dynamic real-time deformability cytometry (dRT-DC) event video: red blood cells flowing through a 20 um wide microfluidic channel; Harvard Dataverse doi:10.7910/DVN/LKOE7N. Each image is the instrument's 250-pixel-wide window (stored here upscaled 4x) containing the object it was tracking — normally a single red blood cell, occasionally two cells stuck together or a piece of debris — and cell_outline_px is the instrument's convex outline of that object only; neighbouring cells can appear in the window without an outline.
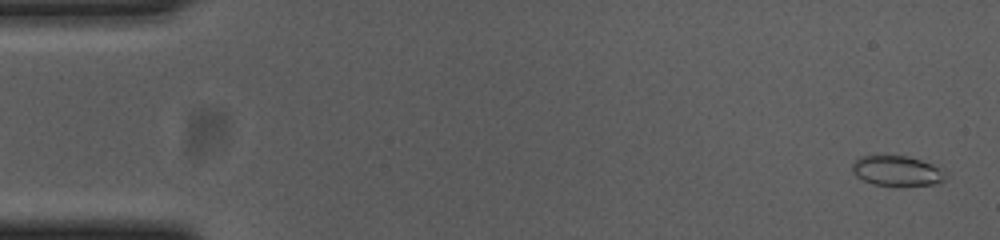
{"species": "common noctule bat (a hibernating species)", "species_latin": "Nyctalus noctula", "temperature_condition": "cold", "stored_images_in_passage": 55, "camera_frame_rate_fps": 3000, "um_per_image_px": 0.085, "animal": {"sex": "female", "body_mass_g": 23.0, "forearm_length_mm": 53.4}, "frame": {"image": 1, "passage_image": 2, "time_ms": 0.333, "image_size_px": [1000, 240], "cell_outline_px": [[948, 176], [944, 180], [932, 184], [876, 184], [864, 180], [856, 176], [852, 172], [852, 164], [860, 156], [908, 156], [932, 164], [948, 172]], "centroid_in_image_um": [76.26, 14.5], "position_along_channel_um": 8.7, "area_um2": 15.95}}
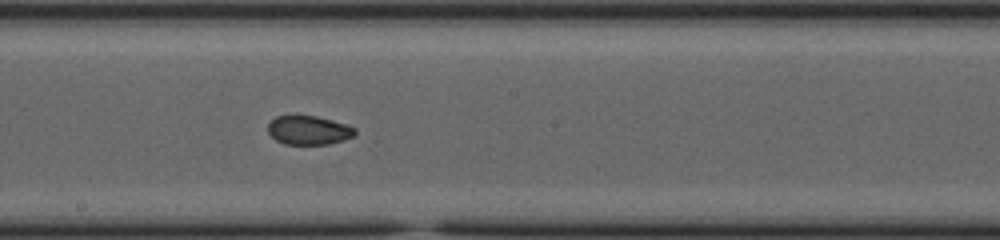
{"frame": {"image": 2, "passage_image": 30, "time_ms": 9.667, "image_size_px": [1000, 240], "cell_outline_px": [[356, 132], [352, 136], [344, 140], [328, 144], [284, 144], [276, 140], [268, 132], [268, 124], [276, 116], [296, 112], [316, 116], [348, 124], [356, 128]], "centroid_in_image_um": [26.21, 11.02], "position_along_channel_um": 222.0, "area_um2": 15.2}}
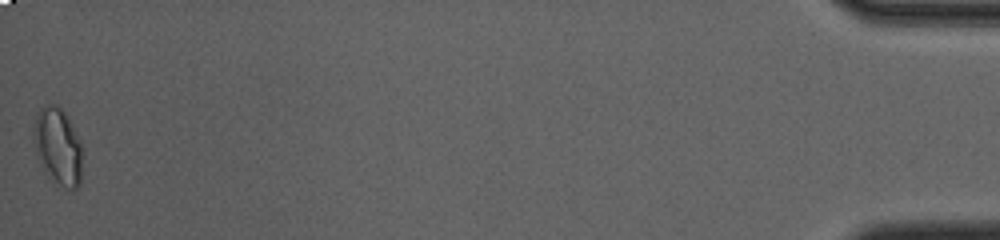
{"frame": {"image": 3, "passage_image": 55, "time_ms": 18.0, "image_size_px": [1000, 240], "cell_outline_px": [[84, 148], [80, 184], [72, 192], [64, 188], [40, 164], [36, 156], [32, 140], [36, 112], [40, 108], [48, 104], [56, 104], [68, 116]], "centroid_in_image_um": [4.95, 12.43], "position_along_channel_um": 430.3, "area_um2": 22.31}, "authors_computed_cell_mechanics": {"area_um2": 15.9528, "velocity_mm_per_s": 3.7072, "shape_relaxation_time_tau1_ms": null, "shape_relaxation_time_tau2_ms": 1.1873, "deformation_change_tau1": null, "deformation_change_tau2": 0.0458}}